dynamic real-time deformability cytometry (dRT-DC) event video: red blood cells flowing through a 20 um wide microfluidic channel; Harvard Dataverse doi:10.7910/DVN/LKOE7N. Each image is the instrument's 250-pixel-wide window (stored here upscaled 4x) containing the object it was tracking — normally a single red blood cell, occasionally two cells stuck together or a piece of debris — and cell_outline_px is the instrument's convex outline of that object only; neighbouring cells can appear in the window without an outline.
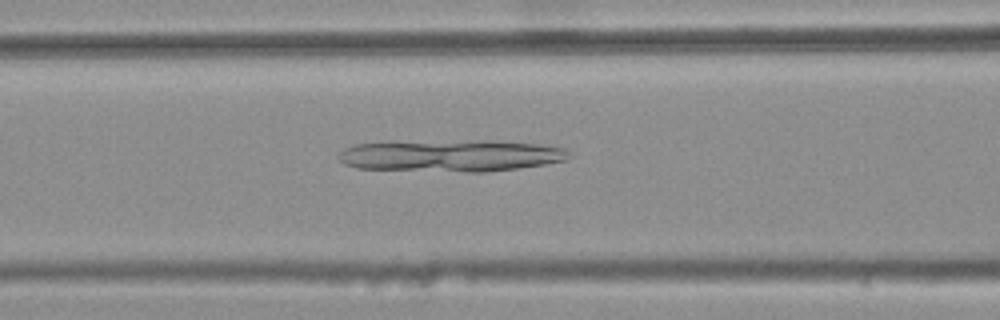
{"species": "common noctule bat (a hibernating species)", "species_latin": "Nyctalus noctula", "temperature_condition": "warm", "stored_images_in_passage": 37, "camera_frame_rate_fps": 3000, "um_per_image_px": 0.085, "animal": {"sex": "female", "body_mass_g": 25.1}, "frame": {"image": 1, "passage_image": 12, "time_ms": 3.667, "image_size_px": [1000, 320], "cell_outline_px": [[568, 160], [544, 164], [488, 172], [468, 172], [356, 168], [344, 164], [336, 156], [344, 148], [356, 144], [380, 140], [488, 140], [540, 144], [568, 148]], "centroid_in_image_um": [38.24, 13.2], "position_along_channel_um": 128.4, "area_um2": 43.93}}
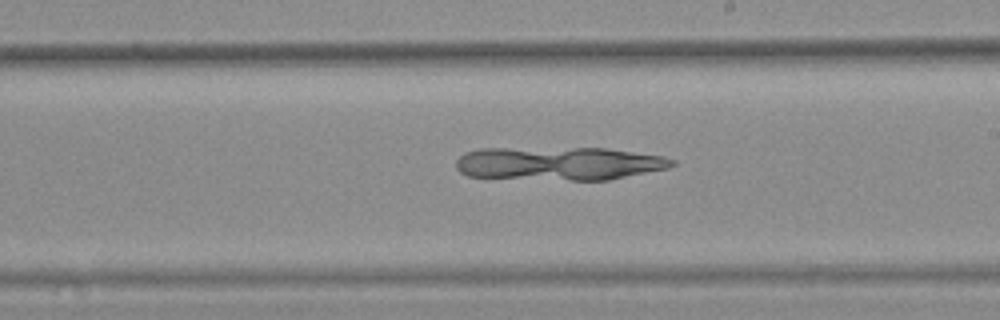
{"frame": {"image": 2, "passage_image": 21, "time_ms": 6.667, "image_size_px": [1000, 320], "cell_outline_px": [[676, 164], [668, 168], [608, 180], [572, 180], [468, 176], [460, 172], [456, 168], [456, 160], [464, 152], [480, 148], [608, 148], [664, 156], [676, 160]], "centroid_in_image_um": [47.54, 13.88], "position_along_channel_um": 241.5, "area_um2": 42.14}}
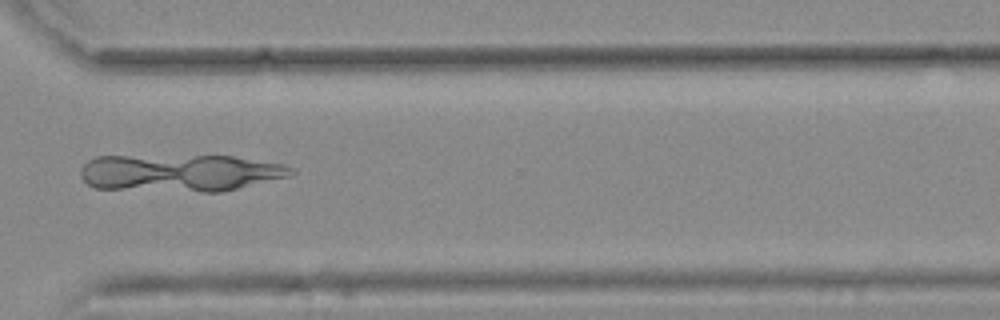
{"frame": {"image": 3, "passage_image": 30, "time_ms": 9.667, "image_size_px": [1000, 320], "cell_outline_px": [[296, 172], [288, 176], [220, 192], [200, 192], [96, 188], [88, 184], [80, 176], [80, 168], [88, 160], [96, 156], [232, 156], [284, 164], [296, 168]], "centroid_in_image_um": [15.3, 14.69], "position_along_channel_um": 355.3, "area_um2": 45.72}}